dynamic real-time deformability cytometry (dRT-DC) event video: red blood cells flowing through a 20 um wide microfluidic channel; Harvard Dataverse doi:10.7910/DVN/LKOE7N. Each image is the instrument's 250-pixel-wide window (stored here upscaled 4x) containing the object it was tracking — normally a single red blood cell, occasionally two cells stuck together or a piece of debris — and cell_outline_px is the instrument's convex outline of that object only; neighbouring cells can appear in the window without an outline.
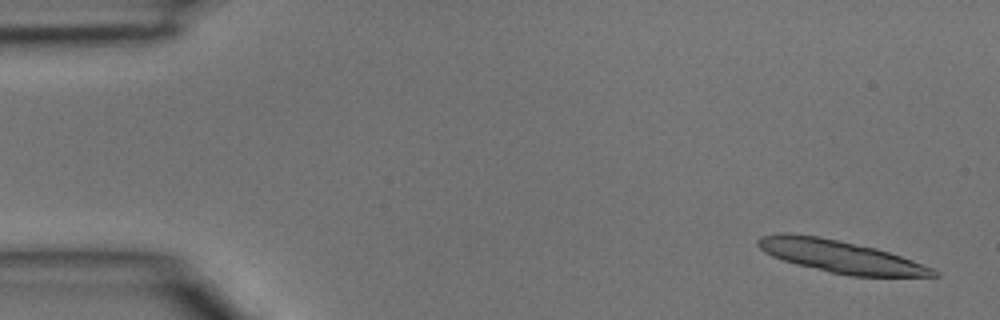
{"species": "common noctule bat (a hibernating species)", "species_latin": "Nyctalus noctula", "temperature_condition": "room temperature", "stored_images_in_passage": 3, "camera_frame_rate_fps": 3000, "um_per_image_px": 0.085, "animal": {"sex": "male", "body_mass_g": 15.6}, "frame": {"image": 1, "passage_image": 1, "time_ms": 0.0, "image_size_px": [1000, 320], "cell_outline_px": [[940, 276], [852, 276], [828, 272], [796, 264], [772, 256], [764, 252], [756, 244], [756, 240], [760, 236], [780, 232], [788, 232], [820, 236], [876, 248], [912, 260], [932, 268], [940, 272]], "centroid_in_image_um": [71.37, 21.78], "position_along_channel_um": 13.6, "area_um2": 33.12}}